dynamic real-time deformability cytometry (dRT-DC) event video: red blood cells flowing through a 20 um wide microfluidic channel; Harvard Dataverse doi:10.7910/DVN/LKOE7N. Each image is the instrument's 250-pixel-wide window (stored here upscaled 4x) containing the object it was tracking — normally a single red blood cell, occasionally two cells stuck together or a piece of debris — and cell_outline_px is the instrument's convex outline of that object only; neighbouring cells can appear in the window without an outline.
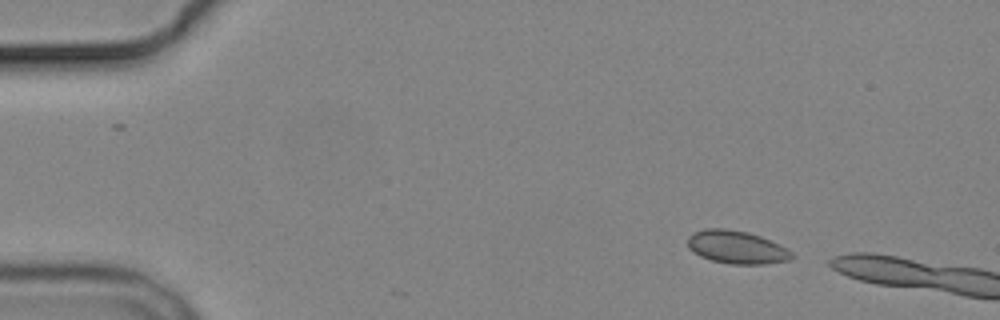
{"species": "common noctule bat (a hibernating species)", "species_latin": "Nyctalus noctula", "temperature_condition": "cold", "stored_images_in_passage": 3, "camera_frame_rate_fps": 3000, "um_per_image_px": 0.085, "animal": {"sex": "male", "body_mass_g": 19.2, "forearm_length_mm": 51.8}, "frame": {"image": 1, "passage_image": 1, "time_ms": 0.0, "image_size_px": [1000, 320], "cell_outline_px": [[796, 256], [792, 260], [764, 264], [732, 264], [712, 260], [700, 256], [692, 252], [688, 248], [688, 236], [692, 232], [704, 228], [724, 228], [748, 232], [760, 236], [780, 244], [788, 248]], "centroid_in_image_um": [62.63, 21.01], "position_along_channel_um": 22.4, "area_um2": 20.35}}